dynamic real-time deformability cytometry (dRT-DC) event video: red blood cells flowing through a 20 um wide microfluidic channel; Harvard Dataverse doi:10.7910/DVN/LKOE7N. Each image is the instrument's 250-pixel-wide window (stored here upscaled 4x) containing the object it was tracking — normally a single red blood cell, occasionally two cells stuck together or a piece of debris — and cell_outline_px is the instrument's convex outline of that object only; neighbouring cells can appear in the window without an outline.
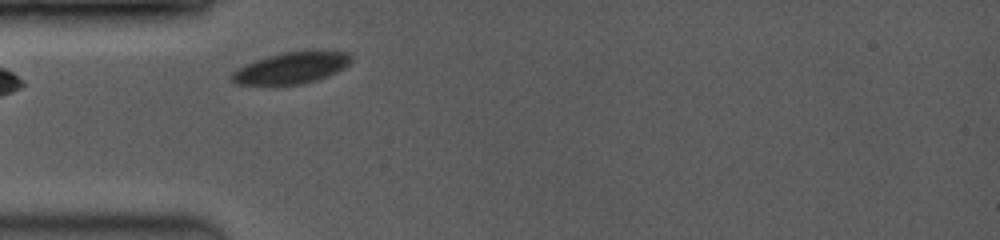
{"species": "common noctule bat (a hibernating species)", "species_latin": "Nyctalus noctula", "temperature_condition": "room temperature", "stored_images_in_passage": 21, "camera_frame_rate_fps": 3500, "um_per_image_px": 0.085, "animal": {"sex": "female", "body_mass_g": 19.0, "forearm_length_mm": 53.3}, "frame": {"image": 1, "passage_image": 1, "time_ms": 0.0, "image_size_px": [1000, 240], "cell_outline_px": [[352, 60], [344, 68], [336, 72], [316, 80], [300, 84], [240, 84], [232, 80], [228, 76], [232, 72], [256, 60], [268, 56], [284, 52], [312, 48], [320, 48], [348, 52], [352, 56]], "centroid_in_image_um": [24.87, 5.71], "position_along_channel_um": 60.1, "area_um2": 22.2}}
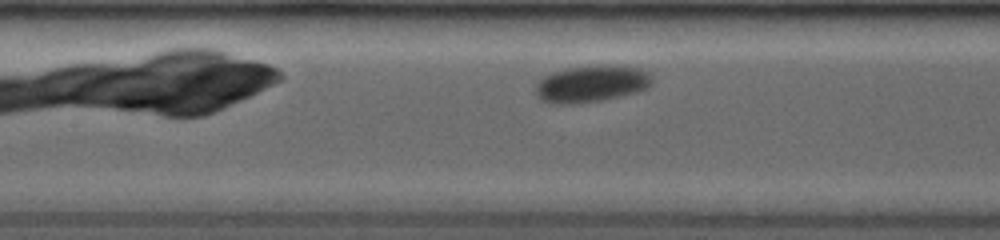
{"frame": {"image": 2, "passage_image": 8, "time_ms": 2.571, "image_size_px": [1000, 240], "cell_outline_px": [[652, 84], [648, 88], [636, 92], [604, 100], [572, 104], [548, 104], [540, 100], [536, 92], [536, 84], [544, 76], [552, 72], [564, 68], [600, 64], [608, 64], [640, 68], [648, 72], [652, 80]], "centroid_in_image_um": [50.26, 7.12], "position_along_channel_um": 157.1, "area_um2": 25.43}}
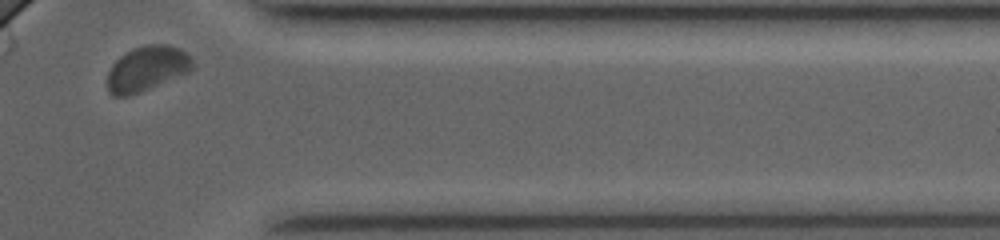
{"frame": {"image": 3, "passage_image": 21, "time_ms": 8.857, "image_size_px": [1000, 240], "cell_outline_px": [[196, 64], [188, 72], [140, 92], [128, 96], [112, 96], [108, 92], [108, 72], [112, 64], [120, 56], [132, 48], [148, 44], [164, 44], [180, 48]], "centroid_in_image_um": [12.47, 5.83], "position_along_channel_um": 398.9, "area_um2": 22.2}, "authors_computed_cell_mechanics": {"area_um2": 23.5246, "velocity_mm_per_s": 3.866, "shape_relaxation_time_tau1_ms": 2.249, "shape_relaxation_time_tau2_ms": null, "deformation_change_tau1": 0.0692, "deformation_change_tau2": null}}